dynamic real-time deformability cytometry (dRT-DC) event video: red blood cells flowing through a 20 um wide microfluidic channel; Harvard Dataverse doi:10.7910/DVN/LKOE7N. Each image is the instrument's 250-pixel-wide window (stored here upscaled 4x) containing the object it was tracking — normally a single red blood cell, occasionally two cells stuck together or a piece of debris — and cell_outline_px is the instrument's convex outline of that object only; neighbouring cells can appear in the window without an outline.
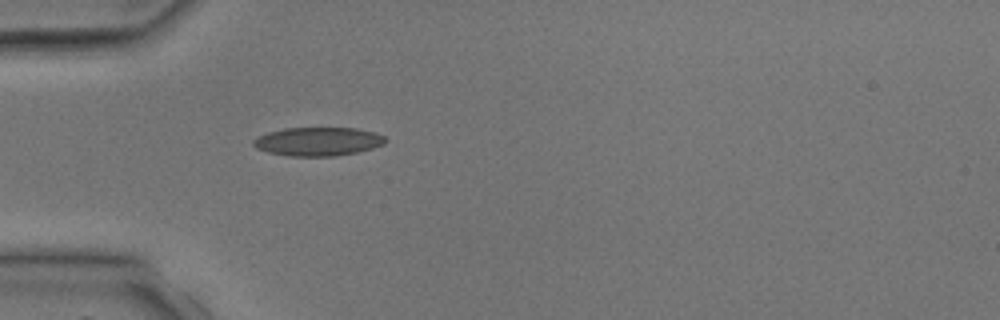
{"species": "common noctule bat (a hibernating species)", "species_latin": "Nyctalus noctula", "temperature_condition": "room temperature", "stored_images_in_passage": 1, "camera_frame_rate_fps": 3000, "um_per_image_px": 0.085, "animal": {"sex": "male", "body_mass_g": 17.9, "forearm_length_mm": 54.2}, "frame": {"image": 1, "passage_image": 1, "time_ms": 0.0, "image_size_px": [1000, 320], "cell_outline_px": [[388, 140], [384, 144], [372, 148], [356, 152], [336, 156], [288, 156], [268, 152], [256, 148], [252, 144], [252, 140], [268, 132], [284, 128], [356, 128], [376, 132], [384, 136]], "centroid_in_image_um": [27.04, 12.02], "position_along_channel_um": 58.0, "area_um2": 22.08}}